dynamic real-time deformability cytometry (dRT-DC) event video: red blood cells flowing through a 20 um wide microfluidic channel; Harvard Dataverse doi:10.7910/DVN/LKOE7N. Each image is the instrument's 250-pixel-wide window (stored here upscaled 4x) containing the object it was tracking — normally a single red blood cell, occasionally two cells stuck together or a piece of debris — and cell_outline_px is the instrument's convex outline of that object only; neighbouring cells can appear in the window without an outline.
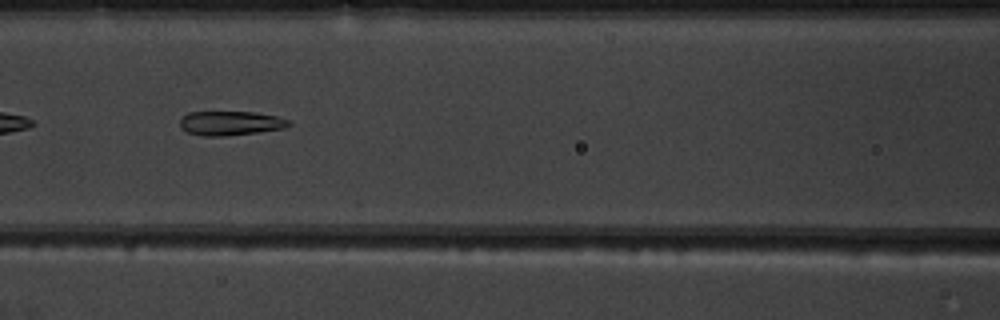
{"species": "common noctule bat (a hibernating species)", "species_latin": "Nyctalus noctula", "temperature_condition": "warm", "stored_images_in_passage": 37, "camera_frame_rate_fps": 3000, "um_per_image_px": 0.085, "animal": {"sex": "male", "body_mass_g": 19.5, "forearm_length_mm": 54.6}, "frame": {"image": 1, "passage_image": 8, "time_ms": 2.333, "image_size_px": [1000, 320], "cell_outline_px": [[292, 124], [284, 128], [256, 132], [224, 136], [204, 136], [188, 132], [180, 128], [180, 120], [188, 112], [252, 112], [276, 116], [288, 120]], "centroid_in_image_um": [19.57, 10.47], "position_along_channel_um": 147.0, "area_um2": 15.2}}
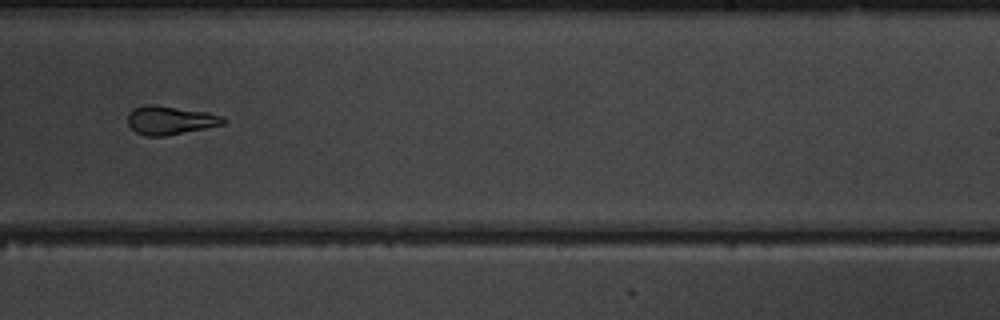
{"frame": {"image": 2, "passage_image": 18, "time_ms": 5.667, "image_size_px": [1000, 320], "cell_outline_px": [[228, 120], [224, 124], [164, 136], [148, 136], [136, 132], [128, 124], [128, 112], [132, 108], [144, 104], [156, 104], [208, 112], [220, 116]], "centroid_in_image_um": [14.43, 10.19], "position_along_channel_um": 274.6, "area_um2": 15.95}}
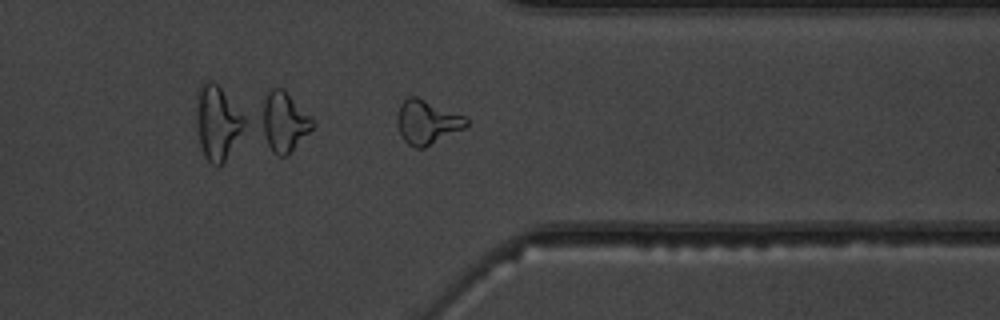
{"frame": {"image": 3, "passage_image": 26, "time_ms": 8.333, "image_size_px": [1000, 320], "cell_outline_px": [[468, 124], [464, 128], [424, 148], [416, 148], [408, 144], [400, 136], [396, 124], [396, 116], [400, 104], [408, 96], [416, 96], [464, 116], [468, 120]], "centroid_in_image_um": [36.25, 10.38], "position_along_channel_um": 375.2, "area_um2": 17.69}, "authors_computed_cell_mechanics": {"area_um2": 16.3574, "velocity_mm_per_s": 3.8403, "shape_relaxation_time_tau1_ms": 6.4854, "shape_relaxation_time_tau2_ms": 1.5279, "deformation_change_tau1": 0.2061, "deformation_change_tau2": 0.0749}}